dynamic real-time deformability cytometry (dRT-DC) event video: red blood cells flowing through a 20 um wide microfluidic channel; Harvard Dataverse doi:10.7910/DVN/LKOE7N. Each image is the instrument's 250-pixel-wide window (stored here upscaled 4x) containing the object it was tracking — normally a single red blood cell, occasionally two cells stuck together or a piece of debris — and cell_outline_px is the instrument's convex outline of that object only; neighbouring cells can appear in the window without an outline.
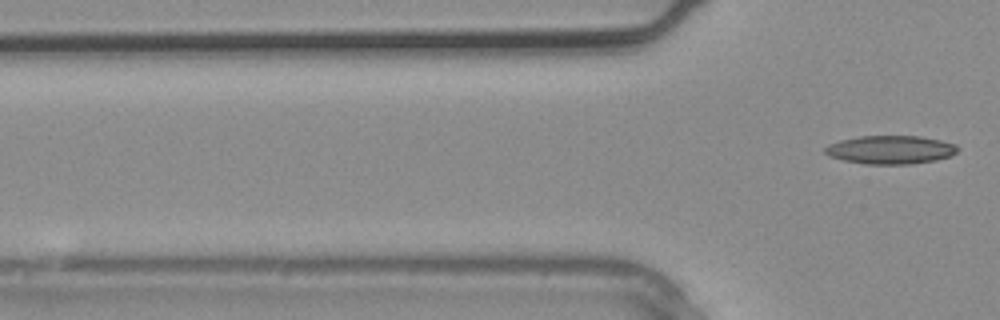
{"species": "common noctule bat (a hibernating species)", "species_latin": "Nyctalus noctula", "temperature_condition": "warm", "stored_images_in_passage": 3, "camera_frame_rate_fps": 3000, "um_per_image_px": 0.085, "animal": {"sex": "male", "body_mass_g": 20.4}, "frame": {"image": 1, "passage_image": 3, "time_ms": 0.667, "image_size_px": [1000, 320], "cell_outline_px": [[960, 148], [956, 152], [948, 156], [936, 160], [912, 164], [864, 164], [844, 160], [828, 156], [824, 152], [824, 148], [828, 144], [840, 140], [860, 136], [920, 136], [940, 140], [956, 144]], "centroid_in_image_um": [75.67, 12.73], "position_along_channel_um": 50.1, "area_um2": 22.02}}